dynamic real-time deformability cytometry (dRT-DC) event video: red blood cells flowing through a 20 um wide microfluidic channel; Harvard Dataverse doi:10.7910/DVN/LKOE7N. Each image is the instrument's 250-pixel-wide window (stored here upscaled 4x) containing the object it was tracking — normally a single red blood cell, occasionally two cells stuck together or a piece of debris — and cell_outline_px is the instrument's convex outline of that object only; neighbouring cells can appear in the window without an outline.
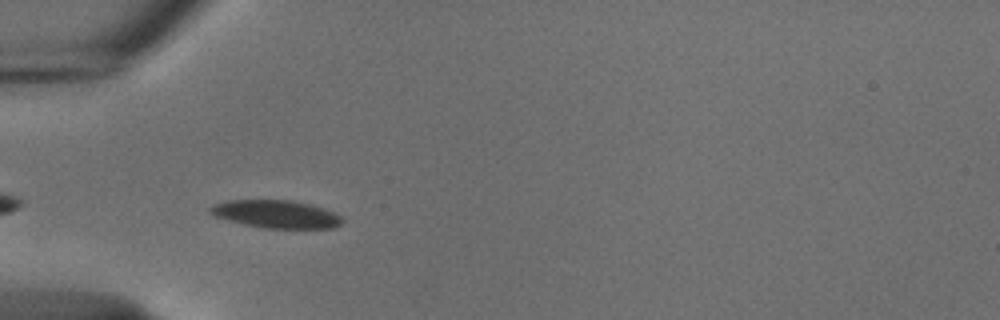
{"species": "common noctule bat (a hibernating species)", "species_latin": "Nyctalus noctula", "temperature_condition": "cold", "stored_images_in_passage": 35, "camera_frame_rate_fps": 3000, "um_per_image_px": 0.085, "animal": {"sex": "male", "body_mass_g": 18.8}, "frame": {"image": 1, "passage_image": 3, "time_ms": 0.667, "image_size_px": [1000, 320], "cell_outline_px": [[344, 220], [340, 224], [332, 228], [264, 228], [244, 224], [212, 216], [208, 212], [208, 208], [212, 204], [228, 200], [292, 200], [324, 208], [340, 216]], "centroid_in_image_um": [23.41, 18.19], "position_along_channel_um": 61.6, "area_um2": 21.44}}
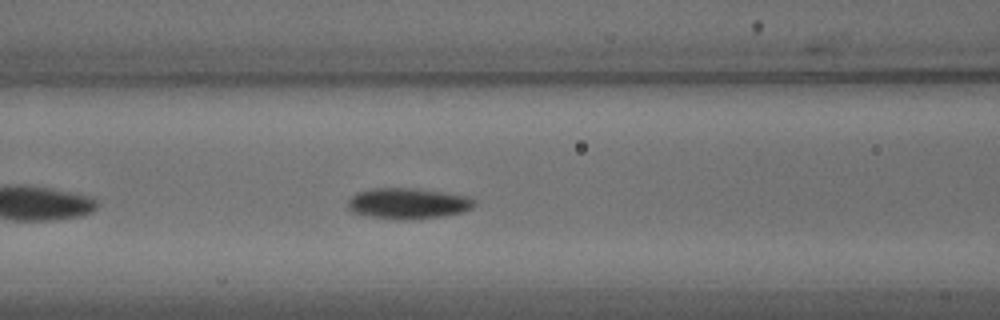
{"frame": {"image": 2, "passage_image": 9, "time_ms": 2.667, "image_size_px": [1000, 320], "cell_outline_px": [[476, 204], [472, 208], [460, 212], [444, 216], [412, 220], [392, 220], [368, 216], [352, 212], [348, 208], [348, 200], [356, 192], [368, 188], [416, 188], [444, 192], [468, 196], [476, 200]], "centroid_in_image_um": [34.66, 17.29], "position_along_channel_um": 131.9, "area_um2": 23.18}}
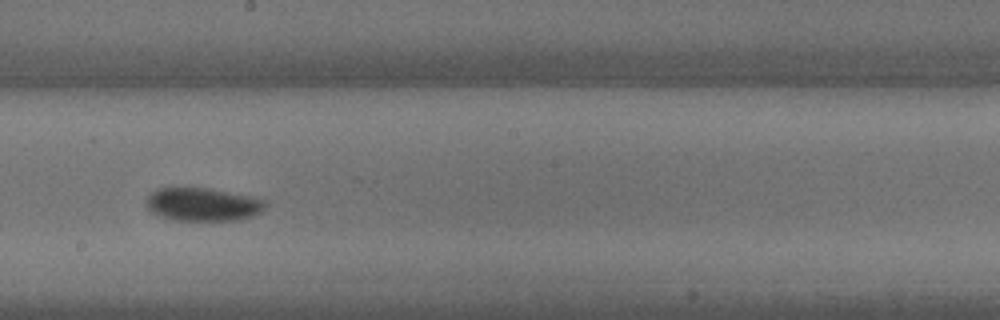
{"frame": {"image": 3, "passage_image": 17, "time_ms": 5.333, "image_size_px": [1000, 320], "cell_outline_px": [[268, 204], [260, 212], [252, 216], [236, 220], [172, 220], [156, 216], [144, 204], [144, 200], [156, 188], [208, 188], [252, 196], [264, 200]], "centroid_in_image_um": [17.19, 17.37], "position_along_channel_um": 231.0, "area_um2": 23.24}, "authors_computed_cell_mechanics": {"area_um2": 22.1374, "velocity_mm_per_s": 3.7214, "shape_relaxation_time_tau1_ms": 2.5294, "shape_relaxation_time_tau2_ms": null, "deformation_change_tau1": 0.0897, "deformation_change_tau2": null}}